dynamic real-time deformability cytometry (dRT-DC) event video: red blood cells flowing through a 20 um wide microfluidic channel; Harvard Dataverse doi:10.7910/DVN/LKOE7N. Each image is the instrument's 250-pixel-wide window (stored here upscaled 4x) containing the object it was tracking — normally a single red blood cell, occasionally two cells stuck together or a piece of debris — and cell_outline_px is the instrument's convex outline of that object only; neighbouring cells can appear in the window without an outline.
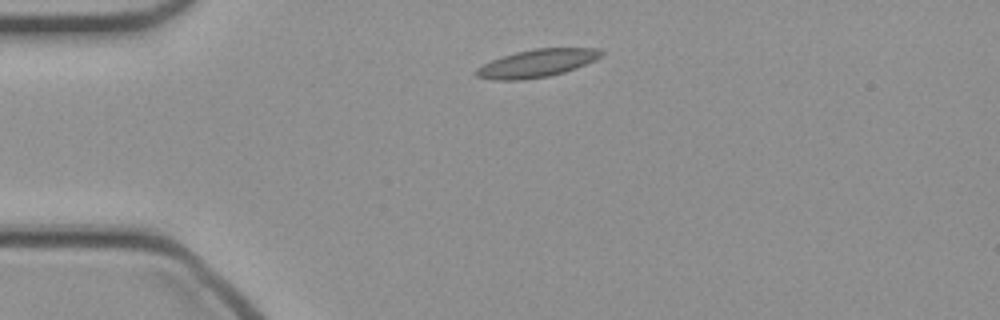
{"species": "common noctule bat (a hibernating species)", "species_latin": "Nyctalus noctula", "temperature_condition": "cold", "stored_images_in_passage": 38, "camera_frame_rate_fps": 3000, "um_per_image_px": 0.085, "animal": {"sex": "female", "body_mass_g": 21.9}, "frame": {"image": 1, "passage_image": 1, "time_ms": 0.0, "image_size_px": [1000, 320], "cell_outline_px": [[604, 52], [596, 60], [576, 68], [564, 72], [548, 76], [520, 80], [492, 80], [476, 76], [476, 68], [492, 60], [516, 52], [536, 48], [596, 48]], "centroid_in_image_um": [45.64, 5.38], "position_along_channel_um": 39.4, "area_um2": 20.06}}
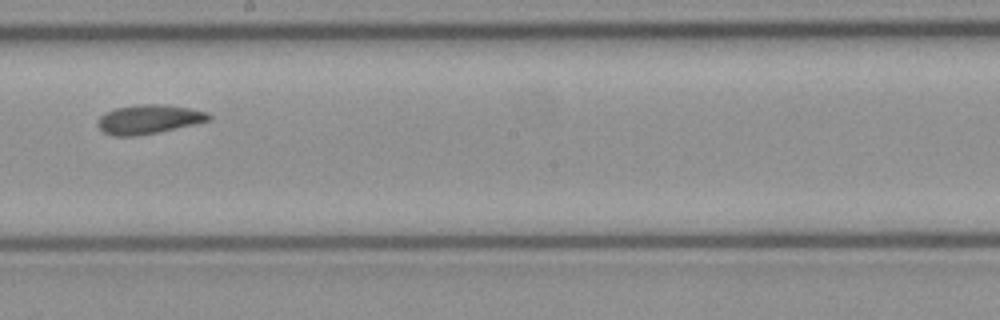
{"frame": {"image": 2, "passage_image": 17, "time_ms": 5.333, "image_size_px": [1000, 320], "cell_outline_px": [[212, 120], [156, 132], [136, 136], [112, 136], [104, 132], [96, 124], [96, 120], [104, 112], [116, 108], [136, 104], [160, 104], [188, 108], [208, 112], [212, 116]], "centroid_in_image_um": [12.61, 10.13], "position_along_channel_um": 235.6, "area_um2": 18.84}}
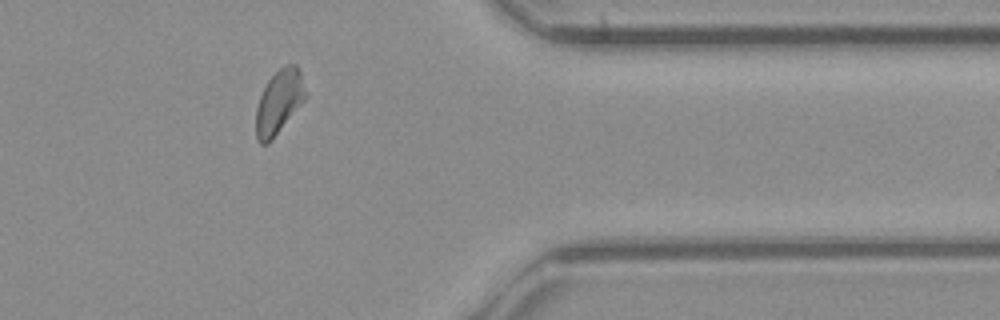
{"frame": {"image": 3, "passage_image": 29, "time_ms": 9.333, "image_size_px": [1000, 320], "cell_outline_px": [[308, 96], [272, 140], [268, 144], [260, 144], [256, 136], [256, 108], [260, 96], [268, 80], [280, 68], [288, 64], [296, 64], [300, 72], [308, 92]], "centroid_in_image_um": [23.74, 8.67], "position_along_channel_um": 387.7, "area_um2": 18.5}}